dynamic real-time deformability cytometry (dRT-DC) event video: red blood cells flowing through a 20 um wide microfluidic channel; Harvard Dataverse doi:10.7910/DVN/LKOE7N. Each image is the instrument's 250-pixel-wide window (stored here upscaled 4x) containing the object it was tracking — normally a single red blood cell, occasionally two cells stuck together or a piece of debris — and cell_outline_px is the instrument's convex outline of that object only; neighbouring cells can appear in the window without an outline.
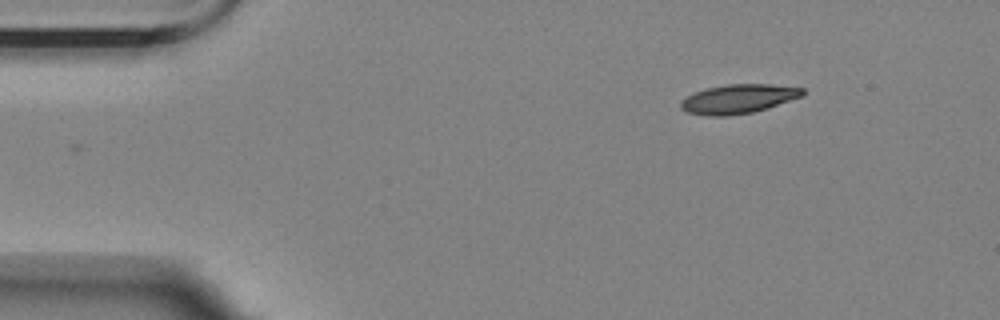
{"species": "Egyptian fruit bat (a non-hibernating species)", "species_latin": "Rousettus aegyptiacus", "temperature_condition": "room temperature", "stored_images_in_passage": 42, "camera_frame_rate_fps": 3000, "um_per_image_px": 0.085, "animal": {"sex": "female"}, "frame": {"image": 1, "passage_image": 1, "time_ms": 0.0, "image_size_px": [1000, 320], "cell_outline_px": [[804, 96], [768, 108], [752, 112], [728, 116], [704, 116], [688, 112], [680, 108], [680, 100], [696, 92], [708, 88], [728, 84], [772, 84], [804, 88]], "centroid_in_image_um": [62.78, 8.41], "position_along_channel_um": 22.2, "area_um2": 20.75}}
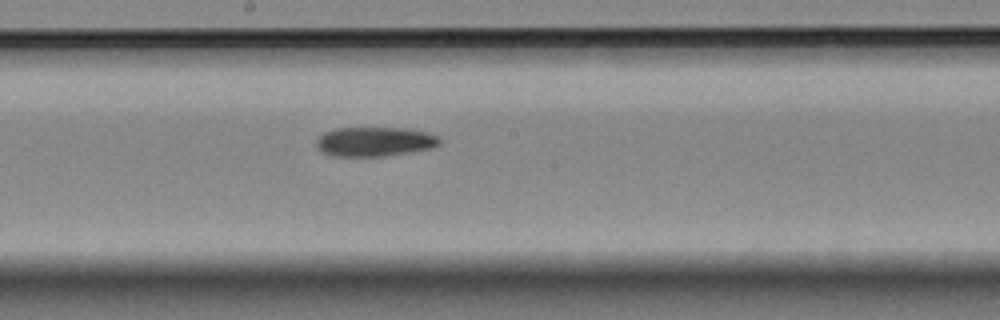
{"frame": {"image": 2, "passage_image": 24, "time_ms": 7.667, "image_size_px": [1000, 320], "cell_outline_px": [[440, 144], [432, 148], [384, 156], [332, 156], [316, 148], [316, 140], [324, 132], [336, 128], [404, 128], [428, 132], [440, 136]], "centroid_in_image_um": [31.86, 12.03], "position_along_channel_um": 216.3, "area_um2": 21.15}}
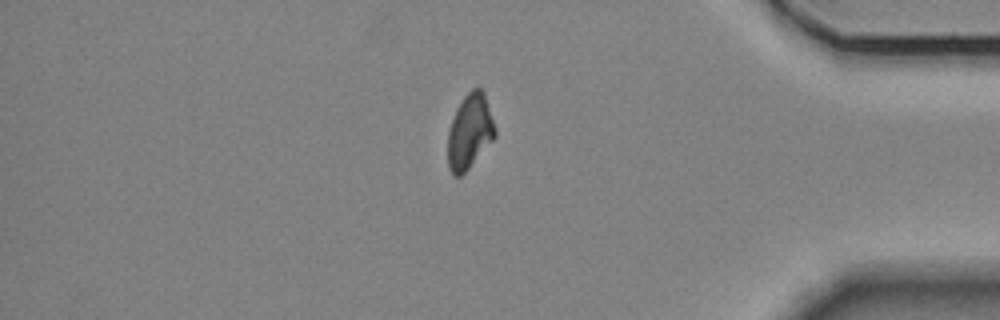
{"frame": {"image": 3, "passage_image": 42, "time_ms": 13.667, "image_size_px": [1000, 320], "cell_outline_px": [[496, 136], [468, 168], [460, 176], [452, 176], [448, 168], [448, 132], [456, 108], [464, 96], [472, 88], [480, 88], [484, 92], [496, 128]], "centroid_in_image_um": [39.92, 11.18], "position_along_channel_um": 395.3, "area_um2": 20.46}}